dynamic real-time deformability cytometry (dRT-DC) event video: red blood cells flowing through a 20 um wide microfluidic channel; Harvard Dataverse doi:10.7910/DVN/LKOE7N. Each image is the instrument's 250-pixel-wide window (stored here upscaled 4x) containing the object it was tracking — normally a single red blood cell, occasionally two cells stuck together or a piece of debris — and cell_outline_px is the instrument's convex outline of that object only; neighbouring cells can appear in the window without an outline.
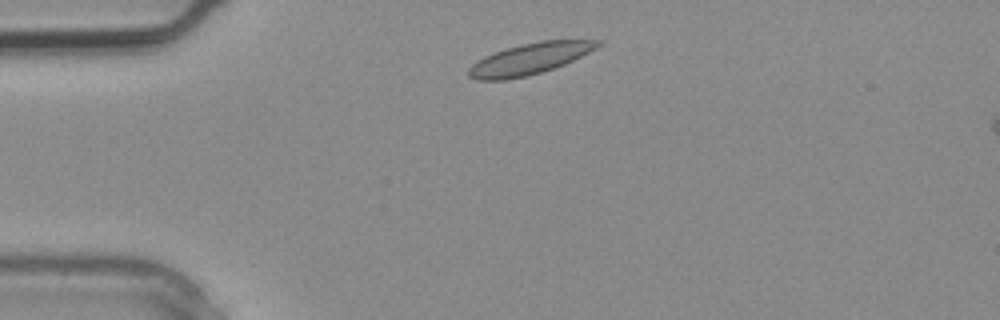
{"species": "common noctule bat (a hibernating species)", "species_latin": "Nyctalus noctula", "temperature_condition": "warm", "stored_images_in_passage": 2, "camera_frame_rate_fps": 3000, "um_per_image_px": 0.085, "animal": {"sex": "male", "body_mass_g": 20.4}, "frame": {"image": 1, "passage_image": 1, "time_ms": 0.0, "image_size_px": [1000, 320], "cell_outline_px": [[604, 40], [600, 44], [588, 52], [564, 64], [528, 76], [504, 80], [476, 80], [468, 76], [468, 68], [472, 64], [484, 56], [508, 48], [524, 44], [544, 40]], "centroid_in_image_um": [44.97, 5.01], "position_along_channel_um": 40.0, "area_um2": 23.0}}